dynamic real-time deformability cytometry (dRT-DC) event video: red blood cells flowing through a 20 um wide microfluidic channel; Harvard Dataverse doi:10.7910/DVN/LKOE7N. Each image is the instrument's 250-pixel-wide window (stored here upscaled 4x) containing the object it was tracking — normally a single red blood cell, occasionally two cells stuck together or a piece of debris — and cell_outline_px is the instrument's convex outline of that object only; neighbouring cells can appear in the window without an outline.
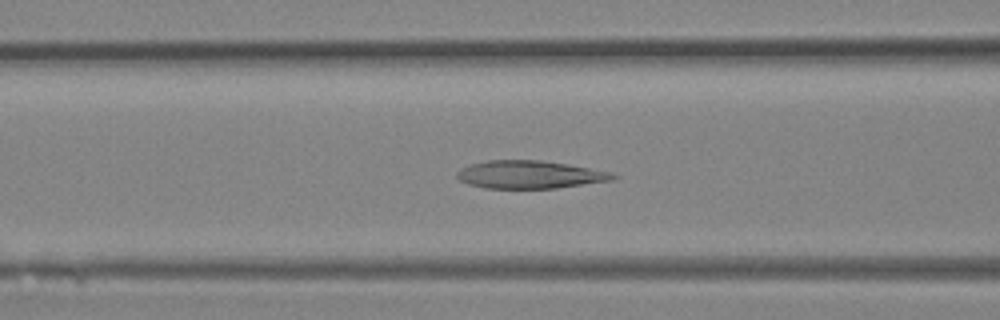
{"species": "Egyptian fruit bat (a non-hibernating species)", "species_latin": "Rousettus aegyptiacus", "temperature_condition": "room temperature", "stored_images_in_passage": 11, "camera_frame_rate_fps": 3000, "um_per_image_px": 0.085, "animal": {"sex": "female"}, "frame": {"image": 1, "passage_image": 10, "time_ms": 3.0, "image_size_px": [1000, 320], "cell_outline_px": [[620, 176], [612, 180], [556, 188], [484, 188], [468, 184], [460, 180], [456, 176], [456, 172], [460, 168], [472, 164], [488, 160], [540, 160], [568, 164], [612, 172]], "centroid_in_image_um": [45.03, 14.84], "position_along_channel_um": 121.6, "area_um2": 25.32}}